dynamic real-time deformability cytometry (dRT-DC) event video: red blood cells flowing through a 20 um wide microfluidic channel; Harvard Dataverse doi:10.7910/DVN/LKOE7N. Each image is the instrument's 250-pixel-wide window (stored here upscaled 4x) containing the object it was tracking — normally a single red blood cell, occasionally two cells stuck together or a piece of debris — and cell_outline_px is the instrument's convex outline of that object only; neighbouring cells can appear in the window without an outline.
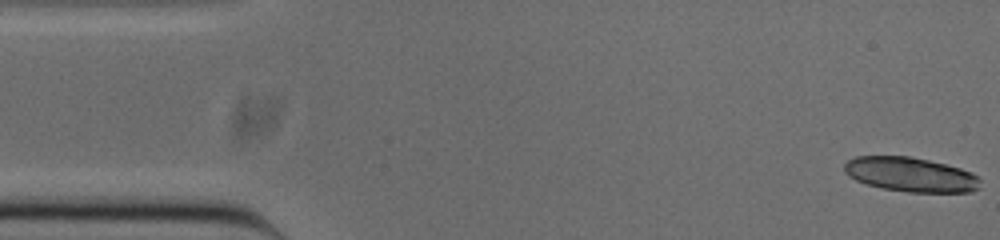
{"species": "common noctule bat (a hibernating species)", "species_latin": "Nyctalus noctula", "temperature_condition": "cold", "stored_images_in_passage": 38, "camera_frame_rate_fps": 3000, "um_per_image_px": 0.085, "animal": {"sex": "male", "body_mass_g": 20.0, "forearm_length_mm": 53.3}, "frame": {"image": 1, "passage_image": 1, "time_ms": 0.0, "image_size_px": [1000, 240], "cell_outline_px": [[980, 188], [968, 192], [908, 192], [884, 188], [868, 184], [856, 180], [848, 176], [844, 172], [844, 164], [848, 160], [856, 156], [912, 156], [960, 168], [972, 172], [980, 180]], "centroid_in_image_um": [77.4, 14.83], "position_along_channel_um": 7.6, "area_um2": 27.22}}
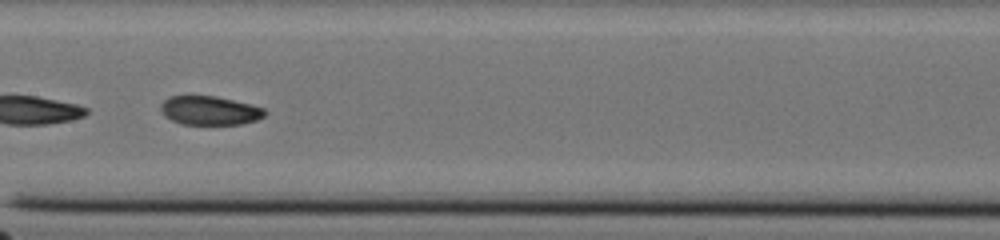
{"frame": {"image": 2, "passage_image": 25, "time_ms": 8.0, "image_size_px": [1000, 240], "cell_outline_px": [[268, 112], [264, 116], [256, 120], [240, 124], [180, 124], [164, 116], [160, 108], [160, 104], [168, 96], [216, 96], [252, 104], [264, 108]], "centroid_in_image_um": [17.83, 9.39], "position_along_channel_um": 189.6, "area_um2": 17.63}}